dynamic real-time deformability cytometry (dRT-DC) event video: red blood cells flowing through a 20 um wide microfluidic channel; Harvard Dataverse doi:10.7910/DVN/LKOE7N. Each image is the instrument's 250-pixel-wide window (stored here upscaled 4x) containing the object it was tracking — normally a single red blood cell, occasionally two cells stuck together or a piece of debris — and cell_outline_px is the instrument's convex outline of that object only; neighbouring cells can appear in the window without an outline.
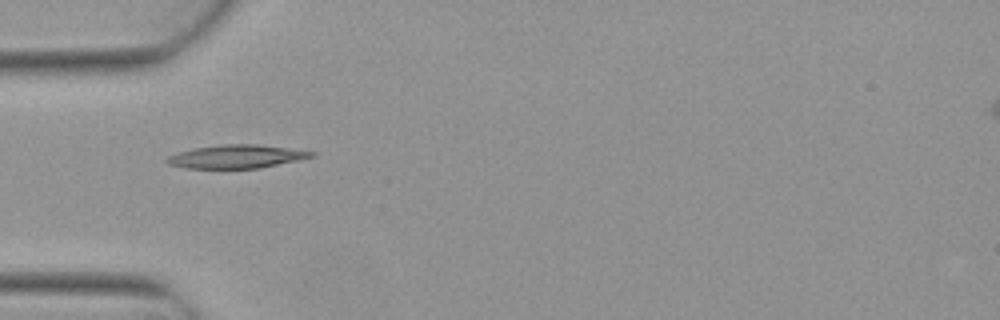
{"species": "Egyptian fruit bat (a non-hibernating species)", "species_latin": "Rousettus aegyptiacus", "temperature_condition": "warm", "stored_images_in_passage": 6, "camera_frame_rate_fps": 3000, "um_per_image_px": 0.085, "animal": {"sex": "female"}, "frame": {"image": 1, "passage_image": 4, "time_ms": 1.0, "image_size_px": [1000, 320], "cell_outline_px": [[316, 156], [260, 168], [184, 168], [168, 164], [164, 160], [168, 156], [180, 152], [196, 148], [220, 144], [256, 144], [316, 152]], "centroid_in_image_um": [20.09, 13.31], "position_along_channel_um": 64.9, "area_um2": 19.48}}
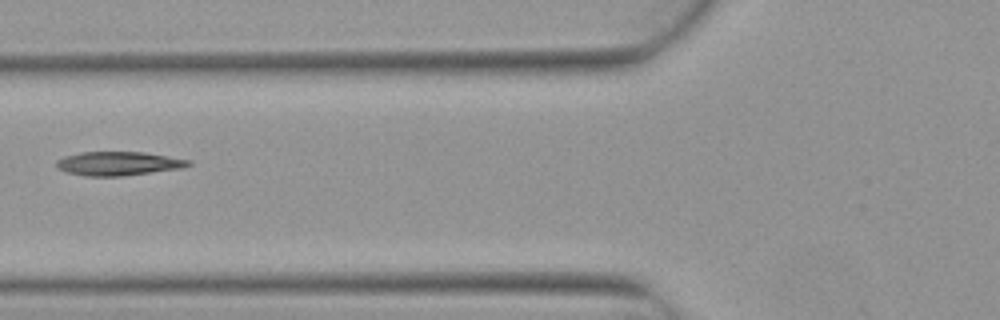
{"frame": {"image": 2, "passage_image": 5, "time_ms": 1.333, "image_size_px": [1000, 320], "cell_outline_px": [[192, 164], [184, 168], [120, 176], [84, 176], [68, 172], [56, 168], [56, 160], [64, 156], [80, 152], [144, 152], [192, 160]], "centroid_in_image_um": [10.07, 13.89], "position_along_channel_um": 115.7, "area_um2": 18.44}}
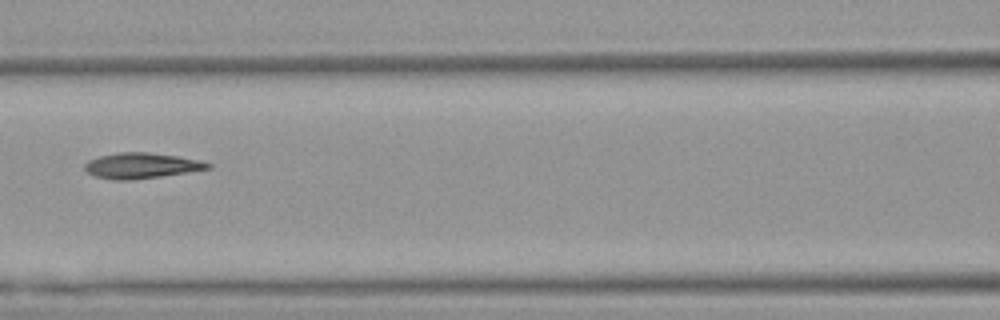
{"frame": {"image": 3, "passage_image": 6, "time_ms": 1.667, "image_size_px": [1000, 320], "cell_outline_px": [[212, 168], [188, 172], [132, 180], [112, 180], [96, 176], [88, 172], [84, 168], [84, 164], [88, 160], [100, 156], [120, 152], [148, 152], [176, 156], [200, 160], [212, 164]], "centroid_in_image_um": [12.02, 14.08], "position_along_channel_um": 154.6, "area_um2": 18.26}}